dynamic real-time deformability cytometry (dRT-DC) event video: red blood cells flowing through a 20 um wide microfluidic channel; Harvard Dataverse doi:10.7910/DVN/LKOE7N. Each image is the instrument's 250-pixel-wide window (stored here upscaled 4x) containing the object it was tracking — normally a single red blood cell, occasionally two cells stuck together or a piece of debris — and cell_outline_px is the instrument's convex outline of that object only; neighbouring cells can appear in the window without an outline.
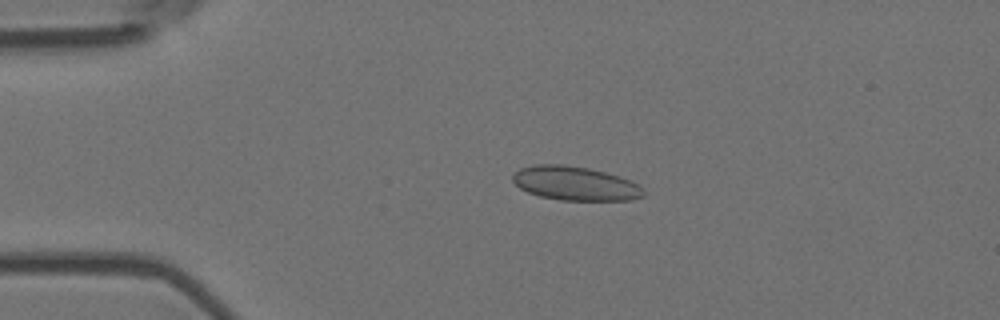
{"species": "Egyptian fruit bat (a non-hibernating species)", "species_latin": "Rousettus aegyptiacus", "temperature_condition": "room temperature", "stored_images_in_passage": 3, "camera_frame_rate_fps": 3000, "um_per_image_px": 0.085, "animal": {"sex": "female"}, "frame": {"image": 1, "passage_image": 2, "time_ms": 0.333, "image_size_px": [1000, 320], "cell_outline_px": [[644, 196], [632, 200], [560, 200], [540, 196], [528, 192], [520, 188], [512, 180], [512, 176], [520, 168], [536, 164], [564, 164], [588, 168], [620, 176], [632, 180], [640, 184], [644, 188]], "centroid_in_image_um": [48.93, 15.59], "position_along_channel_um": 36.1, "area_um2": 26.07}}